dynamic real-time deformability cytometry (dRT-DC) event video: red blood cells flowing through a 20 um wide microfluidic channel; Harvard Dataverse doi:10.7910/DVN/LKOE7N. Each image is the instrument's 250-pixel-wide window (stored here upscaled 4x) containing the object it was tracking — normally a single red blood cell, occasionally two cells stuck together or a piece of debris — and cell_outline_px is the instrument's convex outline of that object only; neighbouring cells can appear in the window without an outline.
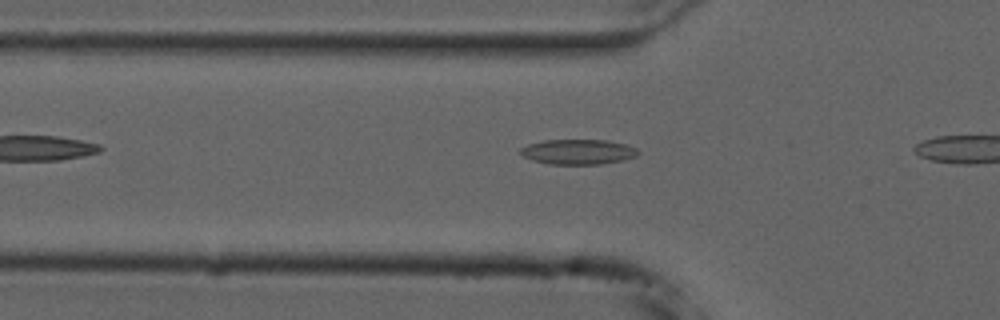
{"species": "common noctule bat (a hibernating species)", "species_latin": "Nyctalus noctula", "temperature_condition": "cold", "stored_images_in_passage": 5, "camera_frame_rate_fps": 3000, "um_per_image_px": 0.085, "animal": {"sex": "male", "forearm_length_mm": 52.5}, "frame": {"image": 1, "passage_image": 3, "time_ms": 0.667, "image_size_px": [1000, 320], "cell_outline_px": [[640, 152], [636, 156], [624, 160], [600, 164], [548, 164], [532, 160], [524, 156], [520, 152], [520, 148], [528, 144], [544, 140], [604, 140], [624, 144], [636, 148]], "centroid_in_image_um": [49.13, 12.91], "position_along_channel_um": 76.7, "area_um2": 17.11}}